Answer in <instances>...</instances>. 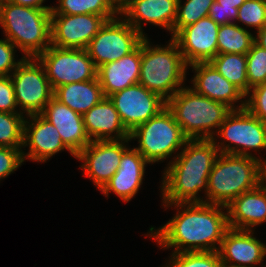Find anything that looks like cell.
<instances>
[{
  "instance_id": "3957f363",
  "label": "cell",
  "mask_w": 266,
  "mask_h": 267,
  "mask_svg": "<svg viewBox=\"0 0 266 267\" xmlns=\"http://www.w3.org/2000/svg\"><path fill=\"white\" fill-rule=\"evenodd\" d=\"M266 159L220 153L208 178L204 202L228 206L235 198L264 181Z\"/></svg>"
},
{
  "instance_id": "4316f807",
  "label": "cell",
  "mask_w": 266,
  "mask_h": 267,
  "mask_svg": "<svg viewBox=\"0 0 266 267\" xmlns=\"http://www.w3.org/2000/svg\"><path fill=\"white\" fill-rule=\"evenodd\" d=\"M255 43V36L237 23L219 26L217 54H247Z\"/></svg>"
},
{
  "instance_id": "5bb4252c",
  "label": "cell",
  "mask_w": 266,
  "mask_h": 267,
  "mask_svg": "<svg viewBox=\"0 0 266 267\" xmlns=\"http://www.w3.org/2000/svg\"><path fill=\"white\" fill-rule=\"evenodd\" d=\"M106 21L96 14H51V45L86 49Z\"/></svg>"
},
{
  "instance_id": "4dcf8cb0",
  "label": "cell",
  "mask_w": 266,
  "mask_h": 267,
  "mask_svg": "<svg viewBox=\"0 0 266 267\" xmlns=\"http://www.w3.org/2000/svg\"><path fill=\"white\" fill-rule=\"evenodd\" d=\"M169 258L165 267H223L218 251L172 253Z\"/></svg>"
},
{
  "instance_id": "83f0119b",
  "label": "cell",
  "mask_w": 266,
  "mask_h": 267,
  "mask_svg": "<svg viewBox=\"0 0 266 267\" xmlns=\"http://www.w3.org/2000/svg\"><path fill=\"white\" fill-rule=\"evenodd\" d=\"M51 14H96L109 21L118 17L119 11L109 0H58V6H53Z\"/></svg>"
},
{
  "instance_id": "60d3db41",
  "label": "cell",
  "mask_w": 266,
  "mask_h": 267,
  "mask_svg": "<svg viewBox=\"0 0 266 267\" xmlns=\"http://www.w3.org/2000/svg\"><path fill=\"white\" fill-rule=\"evenodd\" d=\"M109 2L120 11L128 2V0H109Z\"/></svg>"
},
{
  "instance_id": "f546056e",
  "label": "cell",
  "mask_w": 266,
  "mask_h": 267,
  "mask_svg": "<svg viewBox=\"0 0 266 267\" xmlns=\"http://www.w3.org/2000/svg\"><path fill=\"white\" fill-rule=\"evenodd\" d=\"M24 116L21 113L0 112V146L22 150L26 119Z\"/></svg>"
},
{
  "instance_id": "8fae6325",
  "label": "cell",
  "mask_w": 266,
  "mask_h": 267,
  "mask_svg": "<svg viewBox=\"0 0 266 267\" xmlns=\"http://www.w3.org/2000/svg\"><path fill=\"white\" fill-rule=\"evenodd\" d=\"M144 38L121 16L106 21L86 50L98 68L132 52Z\"/></svg>"
},
{
  "instance_id": "6da1fadb",
  "label": "cell",
  "mask_w": 266,
  "mask_h": 267,
  "mask_svg": "<svg viewBox=\"0 0 266 267\" xmlns=\"http://www.w3.org/2000/svg\"><path fill=\"white\" fill-rule=\"evenodd\" d=\"M176 207L177 213L165 225L147 233L172 253L218 251L229 229L226 207L206 202L162 204Z\"/></svg>"
},
{
  "instance_id": "d590c367",
  "label": "cell",
  "mask_w": 266,
  "mask_h": 267,
  "mask_svg": "<svg viewBox=\"0 0 266 267\" xmlns=\"http://www.w3.org/2000/svg\"><path fill=\"white\" fill-rule=\"evenodd\" d=\"M23 162L21 149L0 146V180L16 171Z\"/></svg>"
},
{
  "instance_id": "7c38bea8",
  "label": "cell",
  "mask_w": 266,
  "mask_h": 267,
  "mask_svg": "<svg viewBox=\"0 0 266 267\" xmlns=\"http://www.w3.org/2000/svg\"><path fill=\"white\" fill-rule=\"evenodd\" d=\"M109 99L129 133L166 107V100L140 83L113 93Z\"/></svg>"
},
{
  "instance_id": "9c48e42d",
  "label": "cell",
  "mask_w": 266,
  "mask_h": 267,
  "mask_svg": "<svg viewBox=\"0 0 266 267\" xmlns=\"http://www.w3.org/2000/svg\"><path fill=\"white\" fill-rule=\"evenodd\" d=\"M10 78L19 112L26 116L41 114L54 91L40 61L36 57L24 58Z\"/></svg>"
},
{
  "instance_id": "5b68a950",
  "label": "cell",
  "mask_w": 266,
  "mask_h": 267,
  "mask_svg": "<svg viewBox=\"0 0 266 267\" xmlns=\"http://www.w3.org/2000/svg\"><path fill=\"white\" fill-rule=\"evenodd\" d=\"M0 27L5 38L25 58L37 57L51 45V11L10 1L0 5Z\"/></svg>"
},
{
  "instance_id": "484cf974",
  "label": "cell",
  "mask_w": 266,
  "mask_h": 267,
  "mask_svg": "<svg viewBox=\"0 0 266 267\" xmlns=\"http://www.w3.org/2000/svg\"><path fill=\"white\" fill-rule=\"evenodd\" d=\"M209 63L245 96L249 93L246 54H217Z\"/></svg>"
},
{
  "instance_id": "ab89813d",
  "label": "cell",
  "mask_w": 266,
  "mask_h": 267,
  "mask_svg": "<svg viewBox=\"0 0 266 267\" xmlns=\"http://www.w3.org/2000/svg\"><path fill=\"white\" fill-rule=\"evenodd\" d=\"M255 43L266 50V25L262 29L257 31V35L255 36Z\"/></svg>"
},
{
  "instance_id": "7bdbcfd3",
  "label": "cell",
  "mask_w": 266,
  "mask_h": 267,
  "mask_svg": "<svg viewBox=\"0 0 266 267\" xmlns=\"http://www.w3.org/2000/svg\"><path fill=\"white\" fill-rule=\"evenodd\" d=\"M264 181L266 183V170H265V173H264Z\"/></svg>"
},
{
  "instance_id": "9a60e30c",
  "label": "cell",
  "mask_w": 266,
  "mask_h": 267,
  "mask_svg": "<svg viewBox=\"0 0 266 267\" xmlns=\"http://www.w3.org/2000/svg\"><path fill=\"white\" fill-rule=\"evenodd\" d=\"M219 26L207 16L182 28L173 37L187 66L210 62L217 55Z\"/></svg>"
},
{
  "instance_id": "8d00e7d4",
  "label": "cell",
  "mask_w": 266,
  "mask_h": 267,
  "mask_svg": "<svg viewBox=\"0 0 266 267\" xmlns=\"http://www.w3.org/2000/svg\"><path fill=\"white\" fill-rule=\"evenodd\" d=\"M15 52L16 47L8 39H0V76H10L25 58L22 57L16 62Z\"/></svg>"
},
{
  "instance_id": "7402d4cb",
  "label": "cell",
  "mask_w": 266,
  "mask_h": 267,
  "mask_svg": "<svg viewBox=\"0 0 266 267\" xmlns=\"http://www.w3.org/2000/svg\"><path fill=\"white\" fill-rule=\"evenodd\" d=\"M229 228L252 231L266 222V183L263 181L226 206ZM253 228V229H252Z\"/></svg>"
},
{
  "instance_id": "ba28073f",
  "label": "cell",
  "mask_w": 266,
  "mask_h": 267,
  "mask_svg": "<svg viewBox=\"0 0 266 267\" xmlns=\"http://www.w3.org/2000/svg\"><path fill=\"white\" fill-rule=\"evenodd\" d=\"M215 136L222 141L213 138L219 153L252 157L250 150L266 149V125L246 107L231 110Z\"/></svg>"
},
{
  "instance_id": "ac0fdd59",
  "label": "cell",
  "mask_w": 266,
  "mask_h": 267,
  "mask_svg": "<svg viewBox=\"0 0 266 267\" xmlns=\"http://www.w3.org/2000/svg\"><path fill=\"white\" fill-rule=\"evenodd\" d=\"M195 75L191 79L192 88L197 94L224 103L231 110L245 108V95L209 62L189 65ZM244 98V99H243ZM237 102H240L236 106Z\"/></svg>"
},
{
  "instance_id": "d6986e66",
  "label": "cell",
  "mask_w": 266,
  "mask_h": 267,
  "mask_svg": "<svg viewBox=\"0 0 266 267\" xmlns=\"http://www.w3.org/2000/svg\"><path fill=\"white\" fill-rule=\"evenodd\" d=\"M177 4L178 0H128L119 15L144 37L142 27L146 22L161 26L172 34Z\"/></svg>"
},
{
  "instance_id": "ffe728a7",
  "label": "cell",
  "mask_w": 266,
  "mask_h": 267,
  "mask_svg": "<svg viewBox=\"0 0 266 267\" xmlns=\"http://www.w3.org/2000/svg\"><path fill=\"white\" fill-rule=\"evenodd\" d=\"M41 115L56 127L64 144L75 155L90 144L91 140L85 130L83 115L73 111L54 96Z\"/></svg>"
},
{
  "instance_id": "603a6c76",
  "label": "cell",
  "mask_w": 266,
  "mask_h": 267,
  "mask_svg": "<svg viewBox=\"0 0 266 267\" xmlns=\"http://www.w3.org/2000/svg\"><path fill=\"white\" fill-rule=\"evenodd\" d=\"M141 42L129 54L98 67L97 78L105 97L137 84L140 78Z\"/></svg>"
},
{
  "instance_id": "52a82bcc",
  "label": "cell",
  "mask_w": 266,
  "mask_h": 267,
  "mask_svg": "<svg viewBox=\"0 0 266 267\" xmlns=\"http://www.w3.org/2000/svg\"><path fill=\"white\" fill-rule=\"evenodd\" d=\"M129 138L131 141L138 139L139 145L135 149L150 164L168 159L176 151L182 150L189 140L167 106L136 127Z\"/></svg>"
},
{
  "instance_id": "f1b7e54d",
  "label": "cell",
  "mask_w": 266,
  "mask_h": 267,
  "mask_svg": "<svg viewBox=\"0 0 266 267\" xmlns=\"http://www.w3.org/2000/svg\"><path fill=\"white\" fill-rule=\"evenodd\" d=\"M215 0H178L176 20L172 29V38L184 27L207 17Z\"/></svg>"
},
{
  "instance_id": "cb8c5ba5",
  "label": "cell",
  "mask_w": 266,
  "mask_h": 267,
  "mask_svg": "<svg viewBox=\"0 0 266 267\" xmlns=\"http://www.w3.org/2000/svg\"><path fill=\"white\" fill-rule=\"evenodd\" d=\"M83 122L91 141L130 139V133L121 122L109 97H105L87 111L83 115Z\"/></svg>"
},
{
  "instance_id": "2e32d148",
  "label": "cell",
  "mask_w": 266,
  "mask_h": 267,
  "mask_svg": "<svg viewBox=\"0 0 266 267\" xmlns=\"http://www.w3.org/2000/svg\"><path fill=\"white\" fill-rule=\"evenodd\" d=\"M24 122L23 148L28 146L29 152L22 150L23 160L46 162L56 153L64 149L76 155L64 144L56 127L41 114L26 116ZM27 158V159H26Z\"/></svg>"
},
{
  "instance_id": "1f68e13d",
  "label": "cell",
  "mask_w": 266,
  "mask_h": 267,
  "mask_svg": "<svg viewBox=\"0 0 266 267\" xmlns=\"http://www.w3.org/2000/svg\"><path fill=\"white\" fill-rule=\"evenodd\" d=\"M247 79L250 90L266 82V50L254 43L246 54Z\"/></svg>"
},
{
  "instance_id": "4fadbf2b",
  "label": "cell",
  "mask_w": 266,
  "mask_h": 267,
  "mask_svg": "<svg viewBox=\"0 0 266 267\" xmlns=\"http://www.w3.org/2000/svg\"><path fill=\"white\" fill-rule=\"evenodd\" d=\"M130 139L91 141L75 158L82 161L80 168L101 191L119 167Z\"/></svg>"
},
{
  "instance_id": "7a4b0ae2",
  "label": "cell",
  "mask_w": 266,
  "mask_h": 267,
  "mask_svg": "<svg viewBox=\"0 0 266 267\" xmlns=\"http://www.w3.org/2000/svg\"><path fill=\"white\" fill-rule=\"evenodd\" d=\"M219 154L213 139L188 140L164 169L163 204L204 202L198 194L204 190L206 195L209 174Z\"/></svg>"
},
{
  "instance_id": "836d02e7",
  "label": "cell",
  "mask_w": 266,
  "mask_h": 267,
  "mask_svg": "<svg viewBox=\"0 0 266 267\" xmlns=\"http://www.w3.org/2000/svg\"><path fill=\"white\" fill-rule=\"evenodd\" d=\"M244 2L245 0H215L208 16L219 25L236 23L238 8Z\"/></svg>"
},
{
  "instance_id": "b9f144b4",
  "label": "cell",
  "mask_w": 266,
  "mask_h": 267,
  "mask_svg": "<svg viewBox=\"0 0 266 267\" xmlns=\"http://www.w3.org/2000/svg\"><path fill=\"white\" fill-rule=\"evenodd\" d=\"M8 0H0V5L4 4L5 2H7Z\"/></svg>"
},
{
  "instance_id": "f35d334b",
  "label": "cell",
  "mask_w": 266,
  "mask_h": 267,
  "mask_svg": "<svg viewBox=\"0 0 266 267\" xmlns=\"http://www.w3.org/2000/svg\"><path fill=\"white\" fill-rule=\"evenodd\" d=\"M11 3L22 5V6H28L38 9H46L49 11H52L53 6H44L42 3L46 0H8Z\"/></svg>"
},
{
  "instance_id": "e0dca14e",
  "label": "cell",
  "mask_w": 266,
  "mask_h": 267,
  "mask_svg": "<svg viewBox=\"0 0 266 267\" xmlns=\"http://www.w3.org/2000/svg\"><path fill=\"white\" fill-rule=\"evenodd\" d=\"M254 230L229 228L218 250L223 267H255L266 257V245L254 237Z\"/></svg>"
},
{
  "instance_id": "e575fe53",
  "label": "cell",
  "mask_w": 266,
  "mask_h": 267,
  "mask_svg": "<svg viewBox=\"0 0 266 267\" xmlns=\"http://www.w3.org/2000/svg\"><path fill=\"white\" fill-rule=\"evenodd\" d=\"M245 98V107L266 125V82L253 87Z\"/></svg>"
},
{
  "instance_id": "30bf717a",
  "label": "cell",
  "mask_w": 266,
  "mask_h": 267,
  "mask_svg": "<svg viewBox=\"0 0 266 267\" xmlns=\"http://www.w3.org/2000/svg\"><path fill=\"white\" fill-rule=\"evenodd\" d=\"M36 58L43 65L53 91L61 85L97 78L98 68L86 49L50 45Z\"/></svg>"
},
{
  "instance_id": "d4e9b609",
  "label": "cell",
  "mask_w": 266,
  "mask_h": 267,
  "mask_svg": "<svg viewBox=\"0 0 266 267\" xmlns=\"http://www.w3.org/2000/svg\"><path fill=\"white\" fill-rule=\"evenodd\" d=\"M53 96L81 115L105 98L98 78L61 85L54 90Z\"/></svg>"
},
{
  "instance_id": "44dd1931",
  "label": "cell",
  "mask_w": 266,
  "mask_h": 267,
  "mask_svg": "<svg viewBox=\"0 0 266 267\" xmlns=\"http://www.w3.org/2000/svg\"><path fill=\"white\" fill-rule=\"evenodd\" d=\"M150 164L136 149L128 148L122 155L119 167L110 181L101 190L106 197L115 193L122 201L129 202L138 193L145 176V167Z\"/></svg>"
},
{
  "instance_id": "74e56055",
  "label": "cell",
  "mask_w": 266,
  "mask_h": 267,
  "mask_svg": "<svg viewBox=\"0 0 266 267\" xmlns=\"http://www.w3.org/2000/svg\"><path fill=\"white\" fill-rule=\"evenodd\" d=\"M17 108L10 76H0V112L20 113Z\"/></svg>"
},
{
  "instance_id": "277c9868",
  "label": "cell",
  "mask_w": 266,
  "mask_h": 267,
  "mask_svg": "<svg viewBox=\"0 0 266 267\" xmlns=\"http://www.w3.org/2000/svg\"><path fill=\"white\" fill-rule=\"evenodd\" d=\"M187 69L189 67L172 37L163 47L158 44L152 46L147 35L142 39L138 83L147 90L157 93L167 101L183 88Z\"/></svg>"
},
{
  "instance_id": "d6a6232c",
  "label": "cell",
  "mask_w": 266,
  "mask_h": 267,
  "mask_svg": "<svg viewBox=\"0 0 266 267\" xmlns=\"http://www.w3.org/2000/svg\"><path fill=\"white\" fill-rule=\"evenodd\" d=\"M236 21L257 31L262 29L266 25V0H245L238 8Z\"/></svg>"
},
{
  "instance_id": "8992f818",
  "label": "cell",
  "mask_w": 266,
  "mask_h": 267,
  "mask_svg": "<svg viewBox=\"0 0 266 267\" xmlns=\"http://www.w3.org/2000/svg\"><path fill=\"white\" fill-rule=\"evenodd\" d=\"M166 106L189 140L213 139L231 111L224 103L199 95L185 85L166 101Z\"/></svg>"
}]
</instances>
